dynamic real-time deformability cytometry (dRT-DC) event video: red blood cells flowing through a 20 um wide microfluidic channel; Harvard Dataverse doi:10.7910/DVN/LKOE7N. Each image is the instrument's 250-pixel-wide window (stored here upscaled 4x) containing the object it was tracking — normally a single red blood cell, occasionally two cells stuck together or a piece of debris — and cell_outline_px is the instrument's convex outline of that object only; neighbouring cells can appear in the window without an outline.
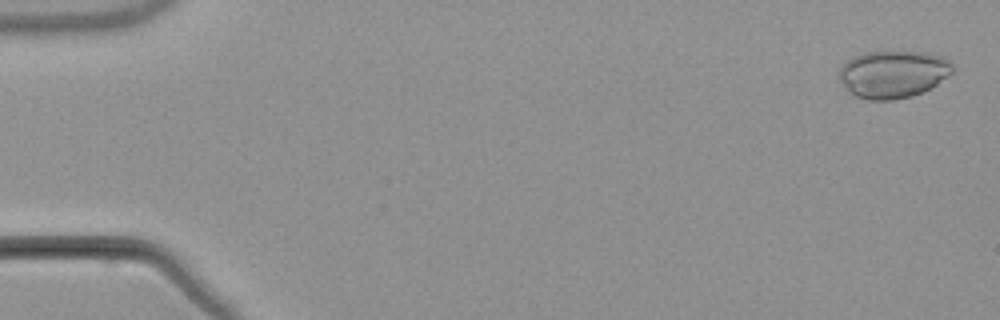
{"species": "common noctule bat (a hibernating species)", "species_latin": "Nyctalus noctula", "temperature_condition": "warm", "stored_images_in_passage": 4, "camera_frame_rate_fps": 3000, "um_per_image_px": 0.085, "animal": {"sex": "male", "body_mass_g": 21.5, "forearm_length_mm": 52.0}, "frame": {"image": 1, "passage_image": 1, "time_ms": 0.0, "image_size_px": [1000, 320], "cell_outline_px": [[952, 72], [948, 76], [924, 92], [912, 96], [892, 100], [868, 100], [852, 96], [844, 88], [840, 80], [840, 68], [852, 56], [864, 52], [888, 48], [892, 48], [928, 52], [944, 56], [952, 64]], "centroid_in_image_um": [75.9, 6.25], "position_along_channel_um": 9.1, "area_um2": 32.6}}